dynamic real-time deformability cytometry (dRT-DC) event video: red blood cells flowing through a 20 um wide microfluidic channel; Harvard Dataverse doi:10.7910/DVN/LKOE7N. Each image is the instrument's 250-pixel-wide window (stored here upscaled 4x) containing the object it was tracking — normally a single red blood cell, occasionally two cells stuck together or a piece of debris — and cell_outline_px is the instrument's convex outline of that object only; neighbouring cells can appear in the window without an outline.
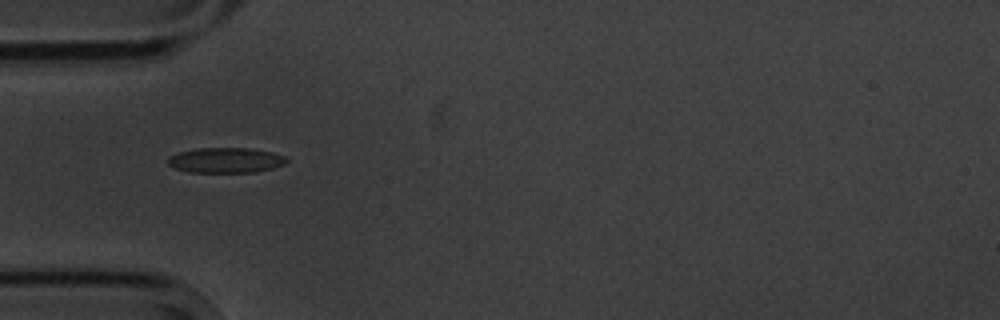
{"species": "common noctule bat (a hibernating species)", "species_latin": "Nyctalus noctula", "temperature_condition": "cold", "stored_images_in_passage": 6, "camera_frame_rate_fps": 3000, "um_per_image_px": 0.085, "animal": {"sex": "male", "body_mass_g": 20.1, "forearm_length_mm": 53.5}, "frame": {"image": 1, "passage_image": 4, "time_ms": 3.667, "image_size_px": [1000, 320], "cell_outline_px": [[288, 160], [284, 164], [272, 168], [256, 172], [188, 172], [176, 168], [168, 164], [168, 156], [180, 152], [196, 148], [248, 148], [272, 152], [284, 156]], "centroid_in_image_um": [19.18, 13.62], "position_along_channel_um": 65.8, "area_um2": 17.34}}
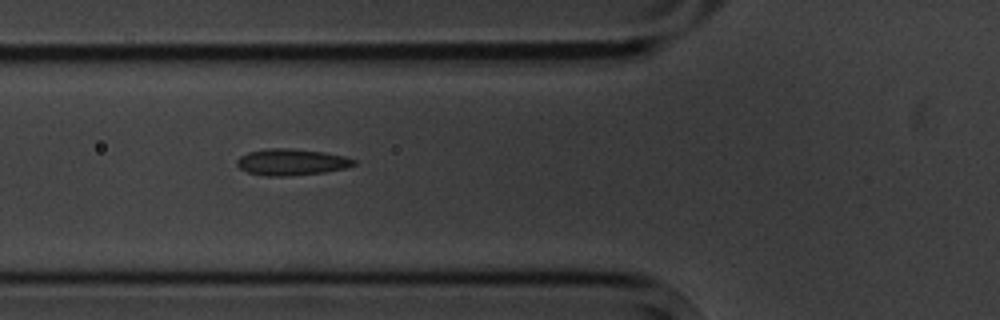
{"frame": {"image": 2, "passage_image": 5, "time_ms": 4.667, "image_size_px": [1000, 320], "cell_outline_px": [[356, 164], [344, 168], [324, 172], [284, 176], [264, 176], [248, 172], [240, 168], [236, 164], [236, 160], [240, 156], [248, 152], [268, 148], [292, 148], [324, 152], [344, 156], [356, 160]], "centroid_in_image_um": [24.75, 13.77], "position_along_channel_um": 101.1, "area_um2": 17.98}}
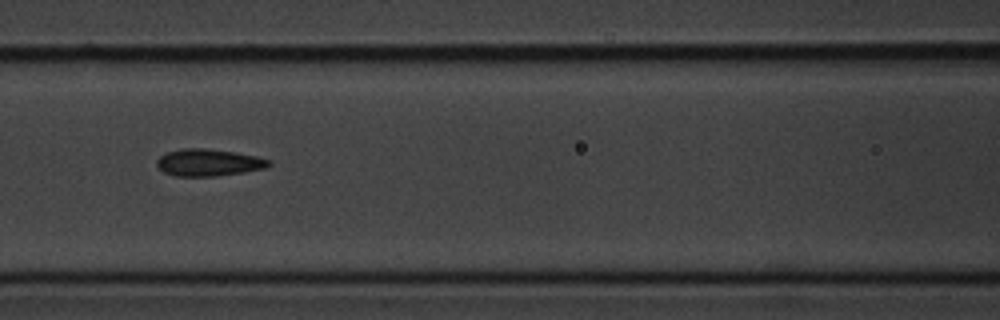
{"frame": {"image": 3, "passage_image": 6, "time_ms": 6.0, "image_size_px": [1000, 320], "cell_outline_px": [[272, 164], [268, 168], [244, 172], [216, 176], [176, 176], [164, 172], [156, 164], [156, 160], [160, 156], [168, 152], [180, 148], [204, 148], [236, 152], [256, 156], [272, 160]], "centroid_in_image_um": [17.77, 13.81], "position_along_channel_um": 148.8, "area_um2": 17.8}}